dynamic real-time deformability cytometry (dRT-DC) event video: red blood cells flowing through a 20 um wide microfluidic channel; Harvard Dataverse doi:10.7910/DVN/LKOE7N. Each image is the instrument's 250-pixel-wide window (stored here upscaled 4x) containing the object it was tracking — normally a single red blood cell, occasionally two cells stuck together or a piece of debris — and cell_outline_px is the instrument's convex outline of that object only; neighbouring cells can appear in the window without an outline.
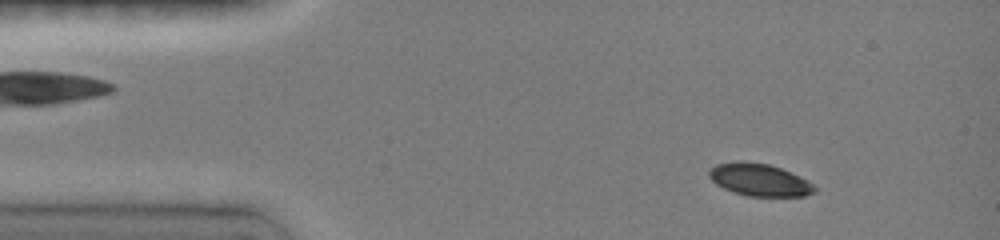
{"species": "common noctule bat (a hibernating species)", "species_latin": "Nyctalus noctula", "temperature_condition": "room temperature", "stored_images_in_passage": 45, "camera_frame_rate_fps": 3000, "um_per_image_px": 0.085, "animal": {"sex": "female", "body_mass_g": 19.0, "forearm_length_mm": 51.5}, "frame": {"image": 1, "passage_image": 5, "time_ms": 1.333, "image_size_px": [1000, 240], "cell_outline_px": [[816, 192], [804, 196], [748, 196], [732, 192], [716, 184], [708, 176], [708, 172], [716, 164], [736, 160], [744, 160], [768, 164], [780, 168], [808, 180], [816, 188]], "centroid_in_image_um": [64.53, 15.28], "position_along_channel_um": 20.5, "area_um2": 20.0}}
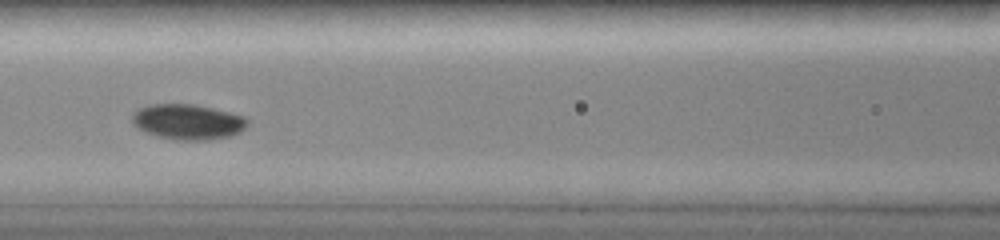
{"frame": {"image": 2, "passage_image": 20, "time_ms": 6.333, "image_size_px": [1000, 240], "cell_outline_px": [[248, 124], [240, 132], [228, 136], [208, 140], [176, 140], [156, 136], [132, 124], [132, 112], [148, 104], [196, 104], [244, 116], [248, 120]], "centroid_in_image_um": [15.95, 10.35], "position_along_channel_um": 150.6, "area_um2": 23.7}}
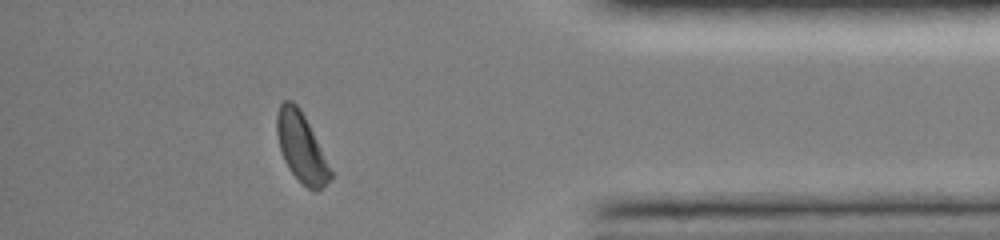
{"frame": {"image": 3, "passage_image": 41, "time_ms": 13.333, "image_size_px": [1000, 240], "cell_outline_px": [[332, 180], [316, 192], [308, 188], [288, 168], [284, 160], [280, 148], [276, 132], [276, 116], [280, 104], [284, 100], [292, 100], [300, 108], [332, 172]], "centroid_in_image_um": [25.59, 12.53], "position_along_channel_um": 409.6, "area_um2": 21.15}, "authors_computed_cell_mechanics": {"area_um2": 21.964, "velocity_mm_per_s": 3.9824, "shape_relaxation_time_tau1_ms": 1.6941, "shape_relaxation_time_tau2_ms": null, "deformation_change_tau1": 0.0914, "deformation_change_tau2": null}}